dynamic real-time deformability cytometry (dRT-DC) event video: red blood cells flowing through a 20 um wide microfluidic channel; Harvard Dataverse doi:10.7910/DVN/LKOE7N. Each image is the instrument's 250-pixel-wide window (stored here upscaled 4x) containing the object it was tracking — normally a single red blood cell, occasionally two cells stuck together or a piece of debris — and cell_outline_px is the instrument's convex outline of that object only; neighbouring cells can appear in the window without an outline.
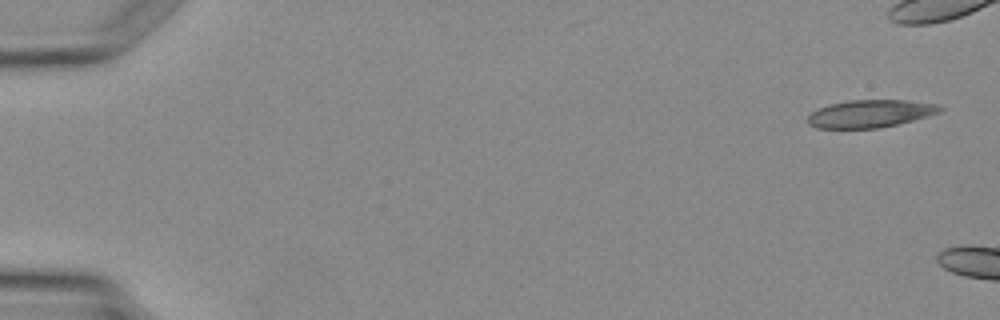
{"species": "Egyptian fruit bat (a non-hibernating species)", "species_latin": "Rousettus aegyptiacus", "temperature_condition": "warm", "stored_images_in_passage": 3, "camera_frame_rate_fps": 3000, "um_per_image_px": 0.085, "animal": {"sex": "female"}, "frame": {"image": 1, "passage_image": 1, "time_ms": 0.0, "image_size_px": [1000, 320], "cell_outline_px": [[944, 108], [940, 112], [928, 116], [880, 128], [816, 128], [808, 124], [808, 116], [812, 112], [828, 104], [848, 100], [904, 100], [940, 104]], "centroid_in_image_um": [73.98, 9.65], "position_along_channel_um": 11.0, "area_um2": 21.27}}